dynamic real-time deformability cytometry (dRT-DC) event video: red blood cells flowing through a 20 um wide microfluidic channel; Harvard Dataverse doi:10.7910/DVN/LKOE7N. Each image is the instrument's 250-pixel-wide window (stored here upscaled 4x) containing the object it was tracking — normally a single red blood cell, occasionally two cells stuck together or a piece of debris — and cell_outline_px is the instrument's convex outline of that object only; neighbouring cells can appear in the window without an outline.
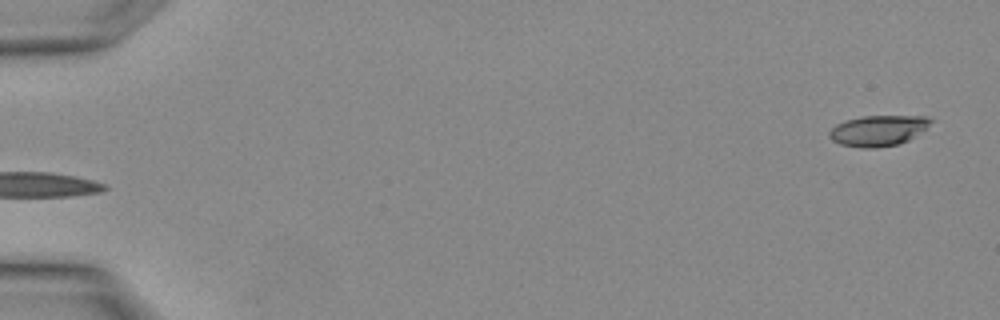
{"species": "Egyptian fruit bat (a non-hibernating species)", "species_latin": "Rousettus aegyptiacus", "temperature_condition": "warm", "stored_images_in_passage": 3, "camera_frame_rate_fps": 3000, "um_per_image_px": 0.085, "animal": {"sex": "female"}, "frame": {"image": 1, "passage_image": 1, "time_ms": 0.0, "image_size_px": [1000, 320], "cell_outline_px": [[936, 120], [908, 140], [900, 144], [876, 148], [860, 148], [840, 144], [832, 140], [828, 136], [828, 132], [836, 124], [844, 120], [864, 116], [928, 116]], "centroid_in_image_um": [74.63, 11.1], "position_along_channel_um": 10.4, "area_um2": 18.26}}